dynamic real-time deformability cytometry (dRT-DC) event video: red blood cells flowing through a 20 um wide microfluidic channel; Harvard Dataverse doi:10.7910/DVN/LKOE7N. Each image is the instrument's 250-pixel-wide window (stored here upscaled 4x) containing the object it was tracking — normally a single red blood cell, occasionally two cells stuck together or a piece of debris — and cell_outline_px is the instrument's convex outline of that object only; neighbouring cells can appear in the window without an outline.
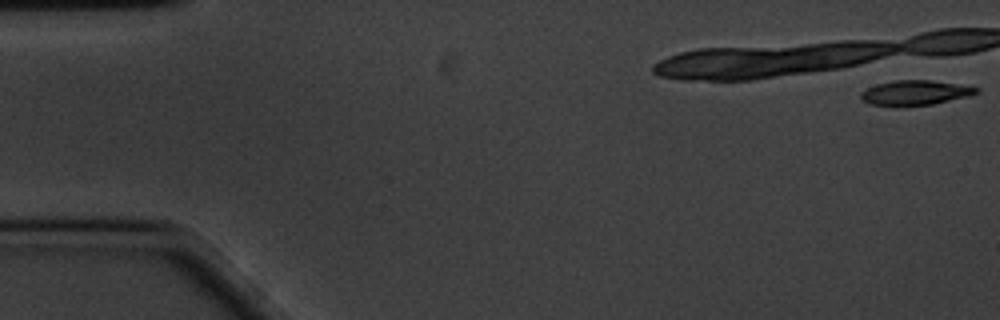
{"species": "common noctule bat (a hibernating species)", "species_latin": "Nyctalus noctula", "temperature_condition": "cold", "stored_images_in_passage": 12, "camera_frame_rate_fps": 3000, "um_per_image_px": 0.085, "animal": {"sex": "male", "body_mass_g": 20.1, "forearm_length_mm": 53.5}, "frame": {"image": 1, "passage_image": 1, "time_ms": 0.0, "image_size_px": [1000, 320], "cell_outline_px": [[980, 92], [968, 96], [932, 104], [896, 108], [868, 104], [860, 100], [860, 92], [876, 84], [896, 80], [932, 80], [980, 88]], "centroid_in_image_um": [77.71, 7.91], "position_along_channel_um": 7.3, "area_um2": 17.11}}